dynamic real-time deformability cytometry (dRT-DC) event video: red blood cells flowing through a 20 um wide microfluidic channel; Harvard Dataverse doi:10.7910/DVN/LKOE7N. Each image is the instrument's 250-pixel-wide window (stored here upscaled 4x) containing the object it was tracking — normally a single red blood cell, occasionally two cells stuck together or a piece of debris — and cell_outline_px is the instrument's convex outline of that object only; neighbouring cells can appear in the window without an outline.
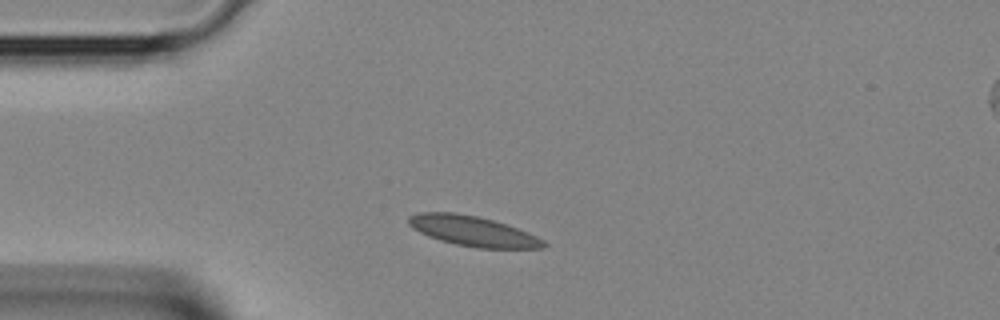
{"species": "Egyptian fruit bat (a non-hibernating species)", "species_latin": "Rousettus aegyptiacus", "temperature_condition": "room temperature", "stored_images_in_passage": 2, "camera_frame_rate_fps": 3000, "um_per_image_px": 0.085, "animal": {"sex": "female"}, "frame": {"image": 1, "passage_image": 1, "time_ms": 0.0, "image_size_px": [1000, 320], "cell_outline_px": [[548, 244], [544, 248], [476, 248], [456, 244], [440, 240], [428, 236], [412, 228], [408, 224], [408, 216], [420, 212], [452, 212], [476, 216], [492, 220], [528, 232], [544, 240]], "centroid_in_image_um": [40.18, 19.65], "position_along_channel_um": 44.8, "area_um2": 23.52}}
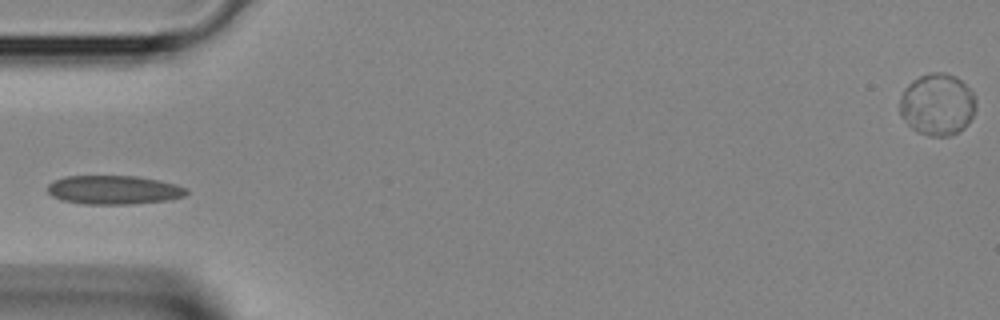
{"frame": {"image": 2, "passage_image": 2, "time_ms": 0.333, "image_size_px": [1000, 320], "cell_outline_px": [[188, 192], [184, 196], [168, 200], [132, 204], [84, 204], [60, 200], [52, 196], [48, 192], [48, 184], [52, 180], [64, 176], [136, 176], [160, 180], [176, 184], [188, 188]], "centroid_in_image_um": [9.66, 16.14], "position_along_channel_um": 75.3, "area_um2": 23.58}}